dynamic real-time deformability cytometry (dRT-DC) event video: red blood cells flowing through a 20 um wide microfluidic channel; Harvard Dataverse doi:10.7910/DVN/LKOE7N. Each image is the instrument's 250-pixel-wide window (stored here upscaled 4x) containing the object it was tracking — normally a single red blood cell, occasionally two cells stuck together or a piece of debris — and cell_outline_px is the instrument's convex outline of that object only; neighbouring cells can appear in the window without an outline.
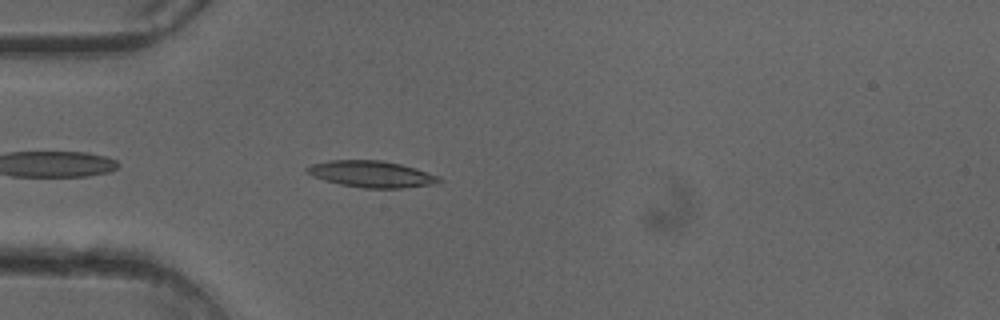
{"species": "common noctule bat (a hibernating species)", "species_latin": "Nyctalus noctula", "temperature_condition": "cold", "stored_images_in_passage": 5, "camera_frame_rate_fps": 3000, "um_per_image_px": 0.085, "animal": {"sex": "female"}, "frame": {"image": 1, "passage_image": 3, "time_ms": 0.667, "image_size_px": [1000, 320], "cell_outline_px": [[444, 180], [436, 184], [400, 188], [364, 188], [340, 184], [324, 180], [312, 176], [304, 172], [304, 168], [312, 164], [328, 160], [380, 160], [400, 164], [416, 168], [440, 176]], "centroid_in_image_um": [31.58, 14.79], "position_along_channel_um": 53.4, "area_um2": 20.58}}